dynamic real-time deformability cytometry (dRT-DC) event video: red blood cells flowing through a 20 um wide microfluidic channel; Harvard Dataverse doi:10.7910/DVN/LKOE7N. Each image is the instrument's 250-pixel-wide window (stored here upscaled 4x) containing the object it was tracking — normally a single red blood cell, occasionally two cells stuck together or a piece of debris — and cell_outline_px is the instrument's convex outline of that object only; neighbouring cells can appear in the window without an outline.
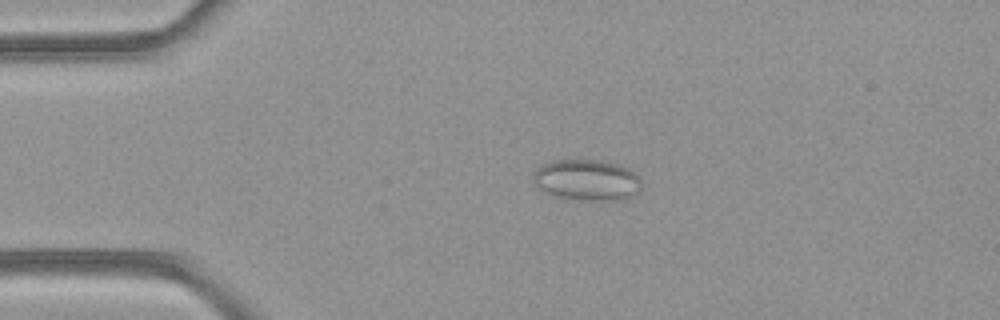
{"species": "common noctule bat (a hibernating species)", "species_latin": "Nyctalus noctula", "temperature_condition": "room temperature", "stored_images_in_passage": 40, "camera_frame_rate_fps": 3000, "um_per_image_px": 0.085, "animal": {"sex": "female", "body_mass_g": 21.9}, "frame": {"image": 1, "passage_image": 1, "time_ms": 0.0, "image_size_px": [1000, 320], "cell_outline_px": [[640, 192], [624, 200], [580, 200], [556, 196], [544, 192], [532, 180], [532, 172], [536, 168], [544, 164], [556, 160], [600, 160], [620, 164], [628, 168], [640, 176]], "centroid_in_image_um": [49.91, 15.3], "position_along_channel_um": 35.1, "area_um2": 26.18}}
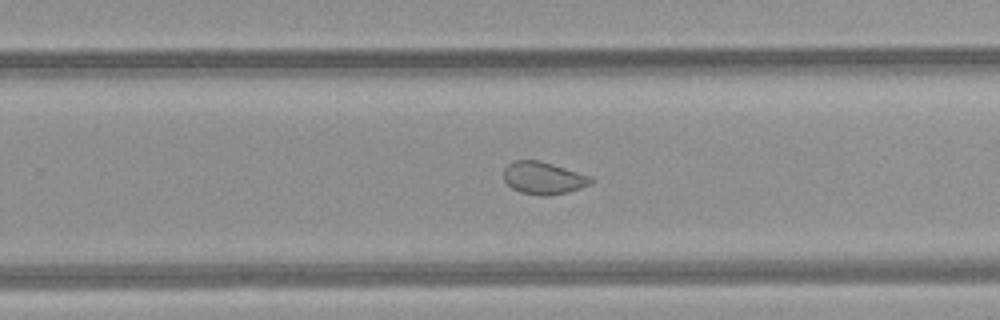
{"frame": {"image": 2, "passage_image": 22, "time_ms": 7.0, "image_size_px": [1000, 320], "cell_outline_px": [[592, 184], [568, 192], [548, 196], [544, 196], [520, 192], [512, 188], [504, 180], [504, 168], [508, 164], [516, 160], [540, 160], [592, 176]], "centroid_in_image_um": [46.2, 15.13], "position_along_channel_um": 283.6, "area_um2": 16.53}}
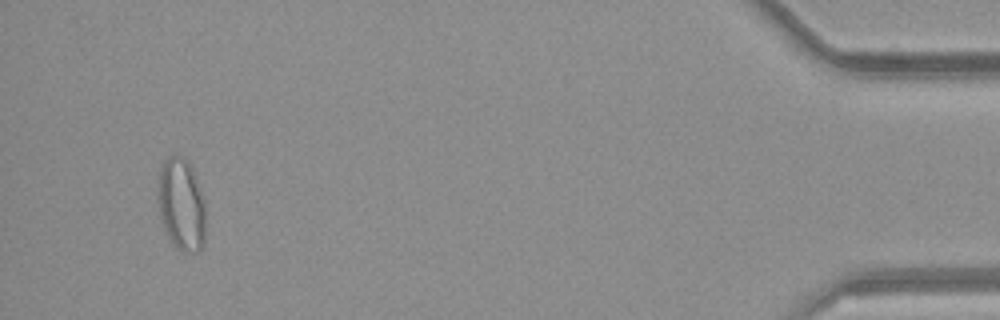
{"frame": {"image": 3, "passage_image": 38, "time_ms": 12.333, "image_size_px": [1000, 320], "cell_outline_px": [[204, 244], [196, 252], [180, 252], [172, 244], [160, 220], [156, 192], [156, 184], [164, 160], [172, 156], [184, 156], [188, 160], [192, 168], [204, 200]], "centroid_in_image_um": [15.38, 17.39], "position_along_channel_um": 419.8, "area_um2": 26.01}, "authors_computed_cell_mechanics": {"area_um2": 18.6116, "velocity_mm_per_s": 4.103, "shape_relaxation_time_tau1_ms": null, "shape_relaxation_time_tau2_ms": 1.4502, "deformation_change_tau1": null, "deformation_change_tau2": 0.0493}}